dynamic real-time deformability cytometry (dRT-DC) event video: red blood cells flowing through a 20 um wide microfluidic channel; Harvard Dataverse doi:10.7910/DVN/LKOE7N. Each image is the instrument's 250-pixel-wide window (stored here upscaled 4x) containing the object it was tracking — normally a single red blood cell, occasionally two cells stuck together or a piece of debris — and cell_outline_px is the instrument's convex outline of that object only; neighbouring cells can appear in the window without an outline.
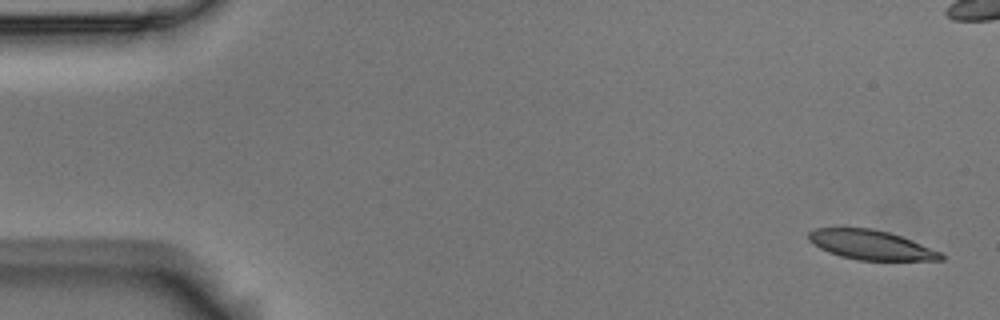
{"species": "Egyptian fruit bat (a non-hibernating species)", "species_latin": "Rousettus aegyptiacus", "temperature_condition": "room temperature", "stored_images_in_passage": 6, "camera_frame_rate_fps": 3000, "um_per_image_px": 0.085, "animal": {"sex": "male"}, "frame": {"image": 1, "passage_image": 1, "time_ms": 0.0, "image_size_px": [1000, 320], "cell_outline_px": [[944, 260], [856, 260], [840, 256], [828, 252], [820, 248], [808, 240], [808, 232], [816, 228], [872, 228], [888, 232], [912, 240], [940, 252], [944, 256]], "centroid_in_image_um": [74.0, 20.82], "position_along_channel_um": 11.0, "area_um2": 22.6}}